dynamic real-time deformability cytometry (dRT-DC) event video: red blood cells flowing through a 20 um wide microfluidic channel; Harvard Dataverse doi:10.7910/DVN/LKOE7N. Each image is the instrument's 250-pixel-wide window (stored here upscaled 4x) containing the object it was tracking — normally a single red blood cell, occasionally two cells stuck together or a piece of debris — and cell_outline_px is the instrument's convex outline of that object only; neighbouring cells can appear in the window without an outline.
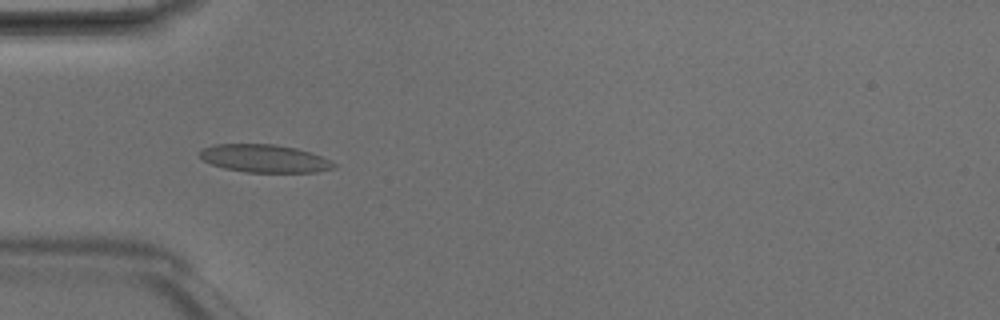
{"species": "Egyptian fruit bat (a non-hibernating species)", "species_latin": "Rousettus aegyptiacus", "temperature_condition": "room temperature", "stored_images_in_passage": 7, "camera_frame_rate_fps": 3000, "um_per_image_px": 0.085, "animal": {"sex": "male"}, "frame": {"image": 1, "passage_image": 4, "time_ms": 1.0, "image_size_px": [1000, 320], "cell_outline_px": [[336, 168], [316, 172], [244, 172], [224, 168], [212, 164], [204, 160], [200, 156], [200, 152], [204, 148], [216, 144], [276, 144], [296, 148], [312, 152], [332, 160], [336, 164]], "centroid_in_image_um": [22.55, 13.47], "position_along_channel_um": 62.4, "area_um2": 21.85}}
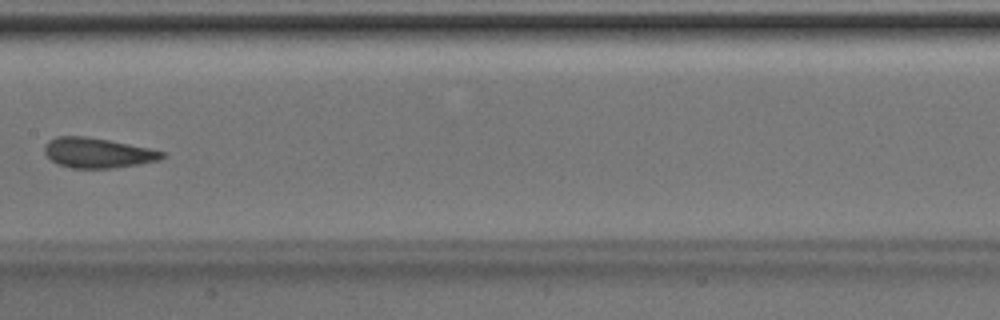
{"frame": {"image": 2, "passage_image": 7, "time_ms": 2.0, "image_size_px": [1000, 320], "cell_outline_px": [[164, 156], [160, 160], [140, 164], [112, 168], [68, 168], [56, 164], [44, 152], [44, 144], [48, 140], [56, 136], [84, 136], [108, 140], [148, 148], [164, 152]], "centroid_in_image_um": [8.25, 13.0], "position_along_channel_um": 199.2, "area_um2": 20.58}}